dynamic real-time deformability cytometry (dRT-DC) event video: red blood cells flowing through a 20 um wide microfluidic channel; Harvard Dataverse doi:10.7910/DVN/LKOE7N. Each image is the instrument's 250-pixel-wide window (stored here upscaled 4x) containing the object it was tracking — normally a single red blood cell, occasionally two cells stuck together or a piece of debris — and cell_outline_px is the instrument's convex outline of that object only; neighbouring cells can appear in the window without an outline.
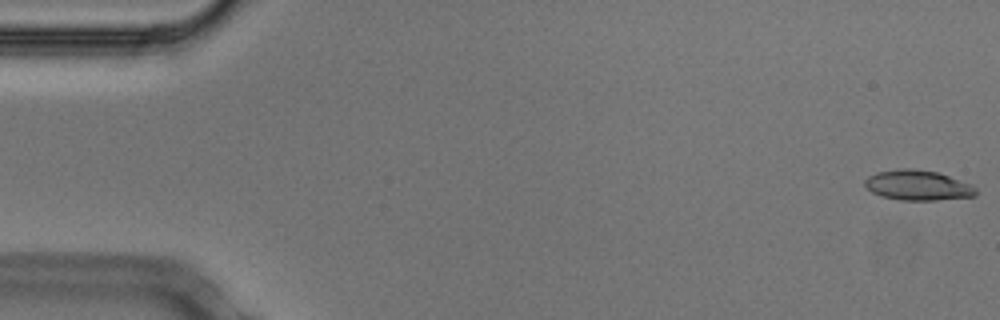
{"species": "Egyptian fruit bat (a non-hibernating species)", "species_latin": "Rousettus aegyptiacus", "temperature_condition": "cold", "stored_images_in_passage": 53, "camera_frame_rate_fps": 3000, "um_per_image_px": 0.085, "animal": {"sex": "male"}, "frame": {"image": 1, "passage_image": 1, "time_ms": 0.0, "image_size_px": [1000, 320], "cell_outline_px": [[976, 196], [936, 200], [900, 200], [880, 196], [872, 192], [864, 184], [864, 180], [868, 176], [876, 172], [900, 168], [912, 168], [936, 172], [972, 184], [976, 188]], "centroid_in_image_um": [78.0, 15.75], "position_along_channel_um": 7.0, "area_um2": 19.54}}
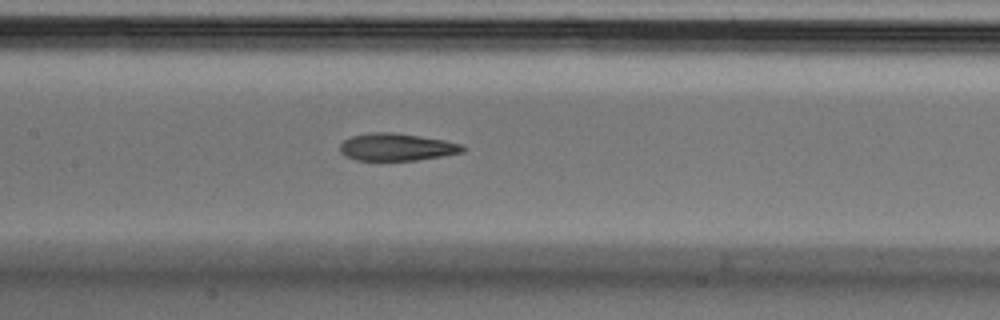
{"frame": {"image": 2, "passage_image": 25, "time_ms": 8.0, "image_size_px": [1000, 320], "cell_outline_px": [[468, 148], [464, 152], [416, 160], [356, 160], [344, 156], [340, 152], [340, 144], [344, 140], [352, 136], [372, 132], [392, 132], [420, 136], [444, 140], [460, 144]], "centroid_in_image_um": [33.71, 12.5], "position_along_channel_um": 173.7, "area_um2": 19.54}}
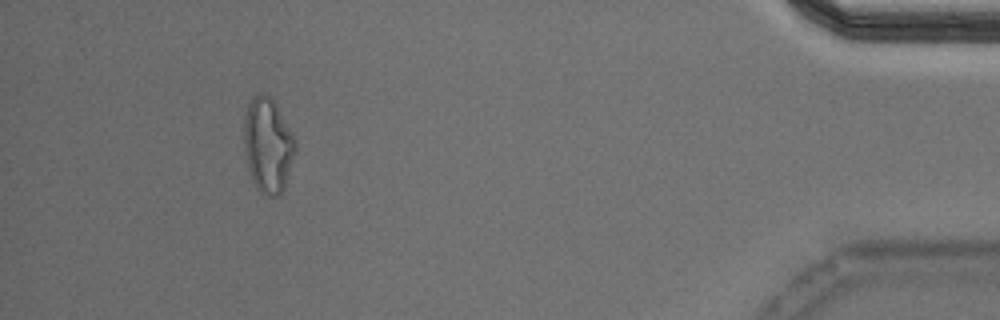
{"frame": {"image": 3, "passage_image": 49, "time_ms": 16.0, "image_size_px": [1000, 320], "cell_outline_px": [[296, 152], [284, 188], [280, 196], [264, 196], [256, 188], [248, 168], [244, 148], [244, 116], [248, 104], [252, 96], [260, 92], [268, 96], [276, 104], [296, 140]], "centroid_in_image_um": [22.77, 12.36], "position_along_channel_um": 412.4, "area_um2": 28.55}, "authors_computed_cell_mechanics": {"area_um2": 19.9988, "velocity_mm_per_s": 3.762, "shape_relaxation_time_tau1_ms": 8.0121, "shape_relaxation_time_tau2_ms": 3.6975, "deformation_change_tau1": 0.2145, "deformation_change_tau2": 0.1227}}